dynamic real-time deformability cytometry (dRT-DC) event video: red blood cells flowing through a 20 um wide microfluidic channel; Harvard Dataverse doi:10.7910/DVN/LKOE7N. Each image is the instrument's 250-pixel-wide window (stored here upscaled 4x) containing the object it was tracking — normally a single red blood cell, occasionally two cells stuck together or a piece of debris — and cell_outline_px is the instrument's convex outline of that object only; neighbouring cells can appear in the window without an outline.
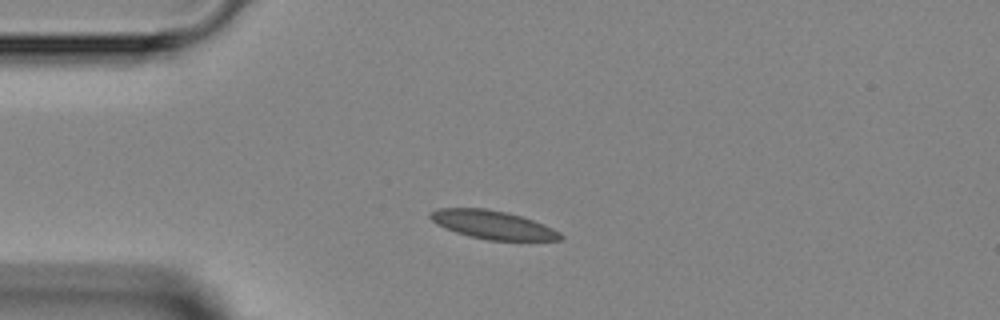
{"species": "Egyptian fruit bat (a non-hibernating species)", "species_latin": "Rousettus aegyptiacus", "temperature_condition": "room temperature", "stored_images_in_passage": 5, "camera_frame_rate_fps": 3000, "um_per_image_px": 0.085, "animal": {"sex": "female"}, "frame": {"image": 1, "passage_image": 2, "time_ms": 1.333, "image_size_px": [1000, 320], "cell_outline_px": [[564, 240], [488, 240], [468, 236], [444, 228], [436, 224], [428, 216], [428, 212], [436, 208], [484, 208], [508, 212], [544, 224], [560, 232], [564, 236]], "centroid_in_image_um": [41.86, 19.1], "position_along_channel_um": 43.1, "area_um2": 21.68}}
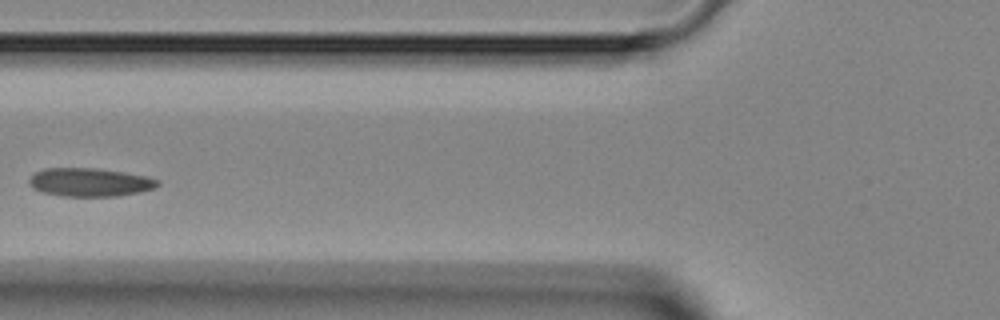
{"frame": {"image": 2, "passage_image": 4, "time_ms": 3.667, "image_size_px": [1000, 320], "cell_outline_px": [[160, 184], [156, 188], [140, 192], [116, 196], [60, 196], [44, 192], [32, 188], [28, 184], [28, 180], [36, 172], [44, 168], [96, 168], [124, 172], [144, 176], [160, 180]], "centroid_in_image_um": [7.64, 15.49], "position_along_channel_um": 118.2, "area_um2": 21.33}}
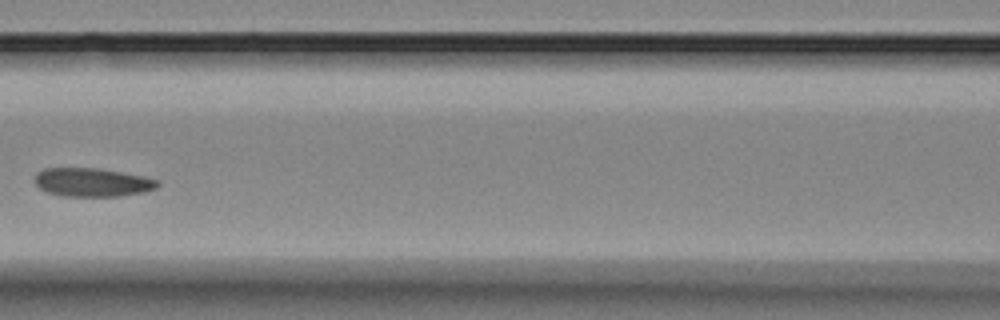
{"frame": {"image": 3, "passage_image": 5, "time_ms": 4.667, "image_size_px": [1000, 320], "cell_outline_px": [[160, 184], [156, 188], [144, 192], [120, 196], [60, 196], [44, 192], [32, 180], [36, 172], [44, 168], [100, 168], [144, 176], [160, 180]], "centroid_in_image_um": [7.81, 15.49], "position_along_channel_um": 158.8, "area_um2": 20.87}}